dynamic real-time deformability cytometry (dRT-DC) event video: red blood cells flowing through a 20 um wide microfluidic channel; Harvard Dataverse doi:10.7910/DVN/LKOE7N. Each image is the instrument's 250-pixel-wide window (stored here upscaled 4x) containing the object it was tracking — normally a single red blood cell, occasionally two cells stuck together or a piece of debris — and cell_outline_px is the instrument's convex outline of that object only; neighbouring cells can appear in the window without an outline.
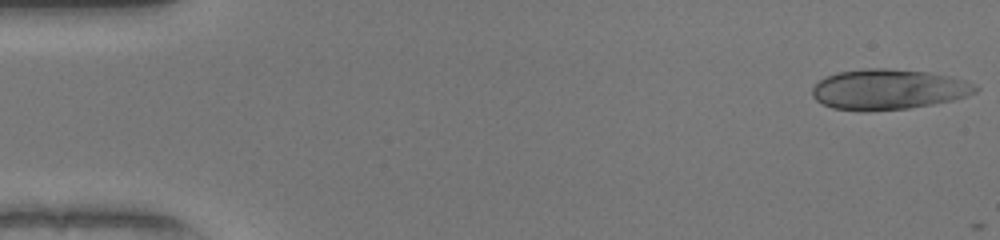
{"species": "human", "species_latin": "Homo sapiens", "temperature_condition": "warm", "stored_images_in_passage": 49, "camera_frame_rate_fps": 3000, "um_per_image_px": 0.085, "donor": {"sex": "female"}, "frame": {"image": 1, "passage_image": 1, "time_ms": 0.0, "image_size_px": [1000, 240], "cell_outline_px": [[980, 88], [976, 92], [968, 96], [952, 100], [932, 104], [908, 108], [860, 112], [832, 108], [816, 100], [812, 96], [812, 88], [824, 76], [836, 72], [868, 68], [888, 68], [928, 72], [948, 76], [964, 80]], "centroid_in_image_um": [75.48, 7.6], "position_along_channel_um": 9.5, "area_um2": 38.55}}
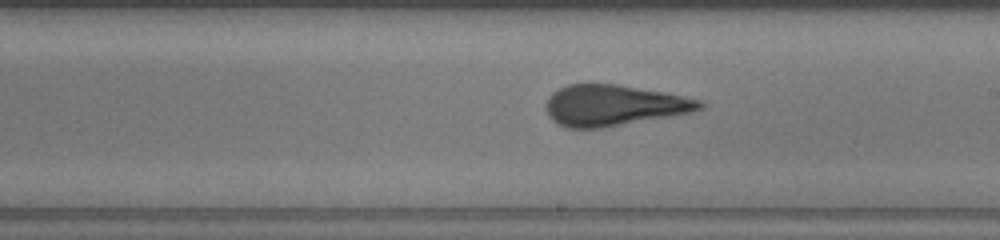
{"frame": {"image": 2, "passage_image": 28, "time_ms": 9.0, "image_size_px": [1000, 240], "cell_outline_px": [[704, 108], [696, 112], [600, 128], [564, 128], [552, 120], [548, 116], [544, 108], [544, 104], [548, 96], [552, 92], [568, 84], [616, 84], [664, 92], [700, 100], [704, 104]], "centroid_in_image_um": [52.14, 8.96], "position_along_channel_um": 236.9, "area_um2": 36.93}}
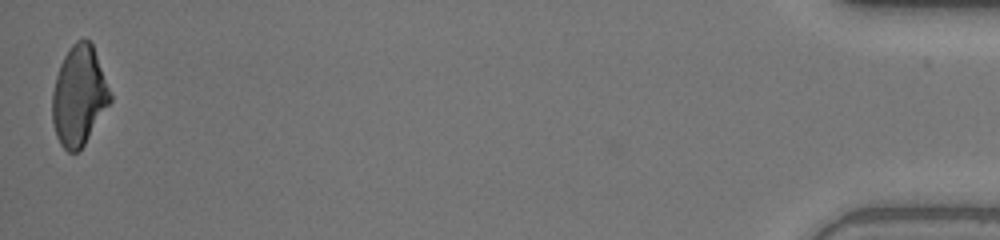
{"frame": {"image": 3, "passage_image": 49, "time_ms": 16.0, "image_size_px": [1000, 240], "cell_outline_px": [[112, 100], [84, 144], [76, 152], [68, 152], [60, 144], [56, 136], [52, 120], [52, 92], [56, 76], [60, 64], [64, 56], [72, 44], [76, 40], [88, 40], [92, 44], [112, 96]], "centroid_in_image_um": [6.69, 8.15], "position_along_channel_um": 428.5, "area_um2": 33.23}, "authors_computed_cell_mechanics": {"area_um2": 36.703, "velocity_mm_per_s": 4.1457, "shape_relaxation_time_tau1_ms": null, "shape_relaxation_time_tau2_ms": 0.901, "deformation_change_tau1": null, "deformation_change_tau2": 0.0716}}